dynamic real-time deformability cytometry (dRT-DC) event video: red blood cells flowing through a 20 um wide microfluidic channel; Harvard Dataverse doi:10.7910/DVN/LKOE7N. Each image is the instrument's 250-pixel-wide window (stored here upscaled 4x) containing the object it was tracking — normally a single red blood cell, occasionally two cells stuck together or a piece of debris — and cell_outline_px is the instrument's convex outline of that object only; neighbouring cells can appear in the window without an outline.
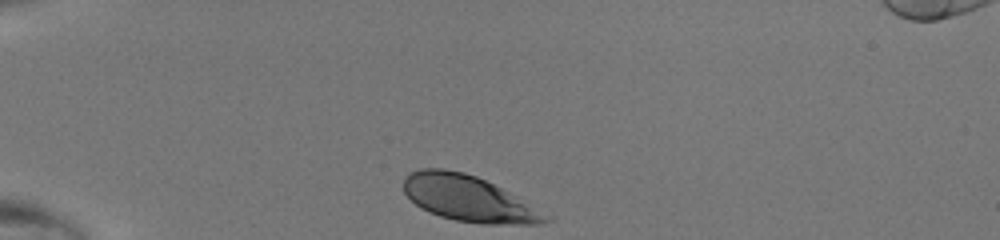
{"species": "human", "species_latin": "Homo sapiens", "temperature_condition": "room temperature", "stored_images_in_passage": 30, "camera_frame_rate_fps": 3000, "um_per_image_px": 0.085, "donor": {"sex": "male"}, "frame": {"image": 1, "passage_image": 1, "time_ms": 0.0, "image_size_px": [1000, 240], "cell_outline_px": [[556, 216], [552, 220], [540, 224], [484, 224], [456, 220], [440, 216], [428, 212], [420, 208], [404, 192], [404, 176], [420, 168], [440, 168], [464, 172], [476, 176]], "centroid_in_image_um": [39.89, 16.89], "position_along_channel_um": 45.1, "area_um2": 38.09}}
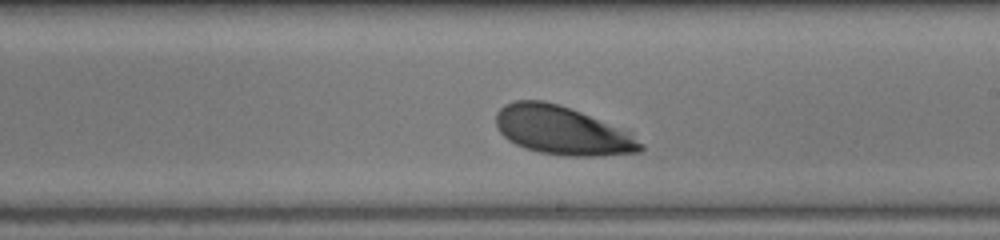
{"frame": {"image": 2, "passage_image": 18, "time_ms": 5.667, "image_size_px": [1000, 240], "cell_outline_px": [[644, 148], [640, 152], [600, 156], [564, 156], [540, 152], [524, 148], [508, 140], [500, 132], [496, 124], [496, 112], [504, 104], [516, 100], [544, 100], [560, 104], [580, 112], [624, 132], [644, 144]], "centroid_in_image_um": [47.7, 11.1], "position_along_channel_um": 241.3, "area_um2": 40.23}}
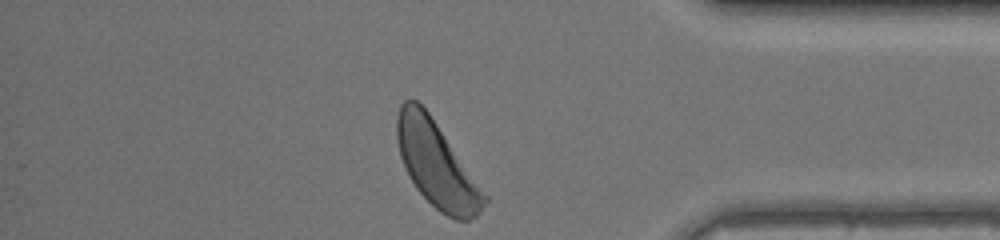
{"frame": {"image": 3, "passage_image": 30, "time_ms": 9.667, "image_size_px": [1000, 240], "cell_outline_px": [[488, 200], [480, 212], [476, 216], [468, 220], [456, 220], [440, 212], [416, 188], [408, 176], [400, 156], [396, 140], [396, 116], [400, 104], [404, 100], [416, 100], [428, 112], [488, 196]], "centroid_in_image_um": [37.09, 13.99], "position_along_channel_um": 398.1, "area_um2": 43.06}}